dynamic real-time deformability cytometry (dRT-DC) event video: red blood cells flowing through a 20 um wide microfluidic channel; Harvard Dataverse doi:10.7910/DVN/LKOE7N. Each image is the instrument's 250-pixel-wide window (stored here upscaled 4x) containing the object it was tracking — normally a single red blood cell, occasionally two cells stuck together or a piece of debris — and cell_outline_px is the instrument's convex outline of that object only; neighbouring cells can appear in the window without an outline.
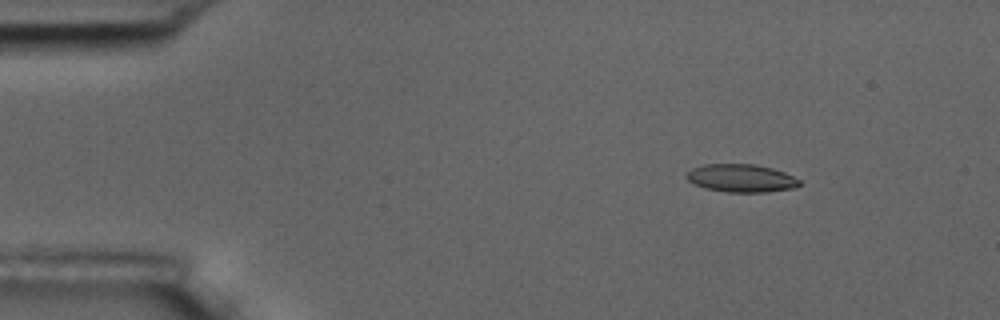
{"species": "common noctule bat (a hibernating species)", "species_latin": "Nyctalus noctula", "temperature_condition": "room temperature", "stored_images_in_passage": 4, "camera_frame_rate_fps": 3000, "um_per_image_px": 0.085, "animal": {"sex": "male", "body_mass_g": 17.5, "forearm_length_mm": 52.3}, "frame": {"image": 1, "passage_image": 2, "time_ms": 1.333, "image_size_px": [1000, 320], "cell_outline_px": [[800, 184], [796, 188], [768, 192], [728, 192], [704, 188], [688, 180], [684, 176], [692, 168], [704, 164], [756, 164], [772, 168], [784, 172], [800, 180]], "centroid_in_image_um": [63.01, 15.14], "position_along_channel_um": 22.0, "area_um2": 18.44}}